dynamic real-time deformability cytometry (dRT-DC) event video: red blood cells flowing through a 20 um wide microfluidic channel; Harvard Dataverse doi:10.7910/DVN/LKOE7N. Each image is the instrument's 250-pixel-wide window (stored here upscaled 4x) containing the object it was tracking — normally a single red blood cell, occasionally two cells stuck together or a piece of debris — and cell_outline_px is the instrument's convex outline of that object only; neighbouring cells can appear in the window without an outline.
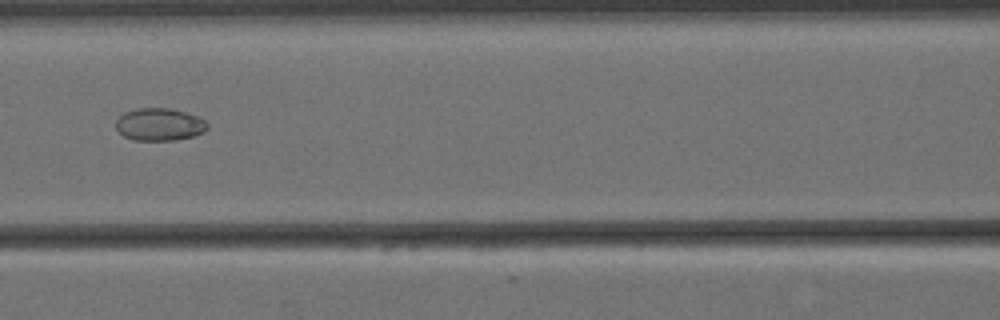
{"species": "Egyptian fruit bat (a non-hibernating species)", "species_latin": "Rousettus aegyptiacus", "temperature_condition": "cold", "stored_images_in_passage": 4, "camera_frame_rate_fps": 3000, "um_per_image_px": 0.085, "animal": {"sex": "female"}, "frame": {"image": 1, "passage_image": 3, "time_ms": 0.667, "image_size_px": [1000, 320], "cell_outline_px": [[208, 128], [204, 132], [192, 136], [176, 140], [132, 140], [124, 136], [116, 128], [116, 120], [124, 112], [136, 108], [172, 108], [196, 116], [204, 120], [208, 124]], "centroid_in_image_um": [13.54, 10.57], "position_along_channel_um": 153.1, "area_um2": 17.34}}
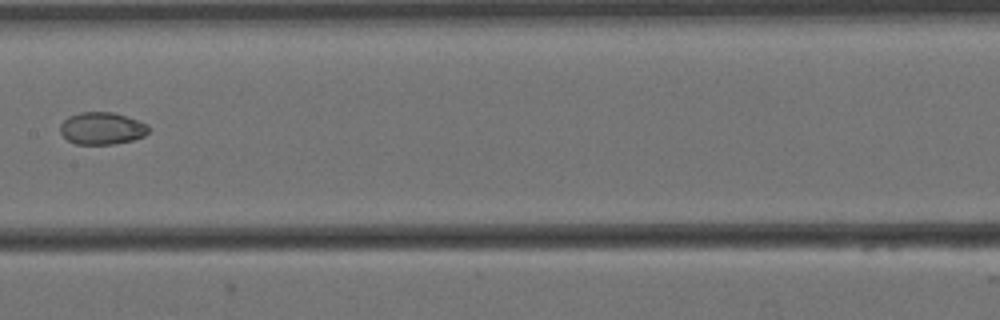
{"frame": {"image": 2, "passage_image": 4, "time_ms": 1.0, "image_size_px": [1000, 320], "cell_outline_px": [[148, 132], [144, 136], [132, 140], [112, 144], [76, 144], [68, 140], [60, 132], [60, 124], [68, 116], [80, 112], [112, 112], [148, 124]], "centroid_in_image_um": [8.64, 10.91], "position_along_channel_um": 198.8, "area_um2": 16.47}}